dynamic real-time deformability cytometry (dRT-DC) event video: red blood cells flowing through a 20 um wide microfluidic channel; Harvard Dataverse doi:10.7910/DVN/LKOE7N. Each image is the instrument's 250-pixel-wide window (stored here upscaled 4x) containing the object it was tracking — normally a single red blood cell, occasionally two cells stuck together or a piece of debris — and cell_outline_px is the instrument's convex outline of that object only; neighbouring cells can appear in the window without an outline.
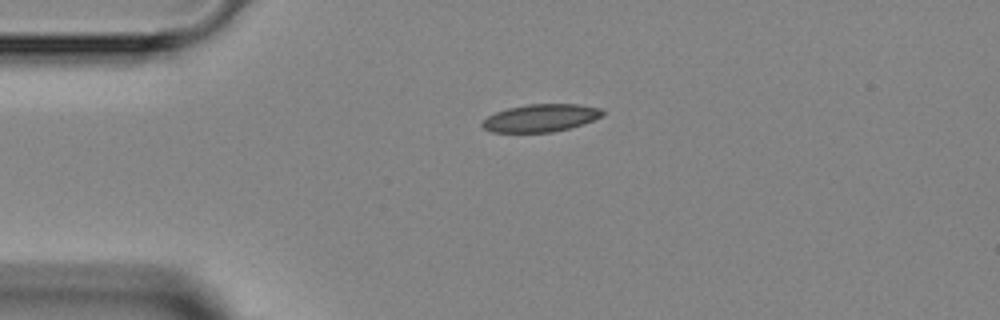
{"species": "Egyptian fruit bat (a non-hibernating species)", "species_latin": "Rousettus aegyptiacus", "temperature_condition": "room temperature", "stored_images_in_passage": 1, "camera_frame_rate_fps": 3000, "um_per_image_px": 0.085, "animal": {"sex": "female"}, "frame": {"image": 1, "passage_image": 1, "time_ms": 0.0, "image_size_px": [1000, 320], "cell_outline_px": [[604, 116], [584, 124], [552, 132], [492, 132], [484, 128], [480, 124], [488, 116], [496, 112], [508, 108], [528, 104], [580, 104], [600, 108], [604, 112]], "centroid_in_image_um": [45.99, 10.02], "position_along_channel_um": 39.0, "area_um2": 19.36}}